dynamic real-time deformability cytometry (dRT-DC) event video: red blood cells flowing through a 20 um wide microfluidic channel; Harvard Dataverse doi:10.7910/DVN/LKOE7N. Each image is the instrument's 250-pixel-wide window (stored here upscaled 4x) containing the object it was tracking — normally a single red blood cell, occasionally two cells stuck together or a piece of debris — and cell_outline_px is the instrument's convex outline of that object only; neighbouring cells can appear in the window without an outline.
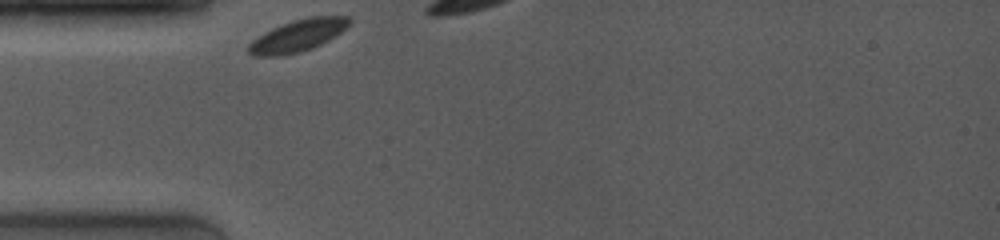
{"species": "common noctule bat (a hibernating species)", "species_latin": "Nyctalus noctula", "temperature_condition": "room temperature", "stored_images_in_passage": 9, "camera_frame_rate_fps": 4000, "um_per_image_px": 0.085, "animal": {"sex": "female", "body_mass_g": 19.0, "forearm_length_mm": 53.3}, "frame": {"image": 1, "passage_image": 1, "time_ms": 0.0, "image_size_px": [1000, 240], "cell_outline_px": [[352, 20], [336, 36], [312, 48], [300, 52], [280, 56], [252, 56], [248, 52], [248, 44], [252, 40], [264, 32], [272, 28], [292, 20], [308, 16], [348, 16]], "centroid_in_image_um": [25.28, 3.03], "position_along_channel_um": 59.7, "area_um2": 18.79}}